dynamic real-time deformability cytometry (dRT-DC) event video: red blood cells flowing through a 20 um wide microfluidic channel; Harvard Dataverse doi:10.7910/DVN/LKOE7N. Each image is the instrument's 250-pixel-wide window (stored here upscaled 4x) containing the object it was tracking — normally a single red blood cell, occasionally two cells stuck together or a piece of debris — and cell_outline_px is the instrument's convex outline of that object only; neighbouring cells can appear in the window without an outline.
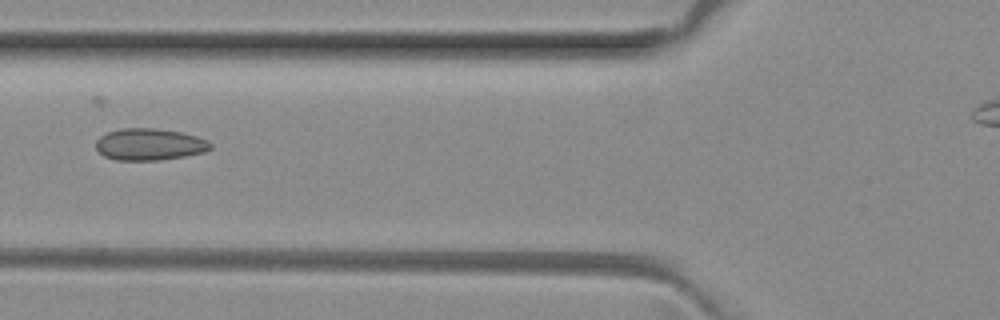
{"species": "common noctule bat (a hibernating species)", "species_latin": "Nyctalus noctula", "temperature_condition": "room temperature", "stored_images_in_passage": 5, "camera_frame_rate_fps": 3000, "um_per_image_px": 0.085, "animal": {"sex": "female", "body_mass_g": 29.2, "forearm_length_mm": 56.3}, "frame": {"image": 1, "passage_image": 5, "time_ms": 1.333, "image_size_px": [1000, 320], "cell_outline_px": [[212, 148], [204, 152], [184, 156], [160, 160], [116, 160], [104, 156], [96, 148], [96, 140], [100, 136], [108, 132], [120, 128], [156, 128], [180, 132], [196, 136], [208, 140], [212, 144]], "centroid_in_image_um": [12.71, 12.27], "position_along_channel_um": 113.1, "area_um2": 21.27}}